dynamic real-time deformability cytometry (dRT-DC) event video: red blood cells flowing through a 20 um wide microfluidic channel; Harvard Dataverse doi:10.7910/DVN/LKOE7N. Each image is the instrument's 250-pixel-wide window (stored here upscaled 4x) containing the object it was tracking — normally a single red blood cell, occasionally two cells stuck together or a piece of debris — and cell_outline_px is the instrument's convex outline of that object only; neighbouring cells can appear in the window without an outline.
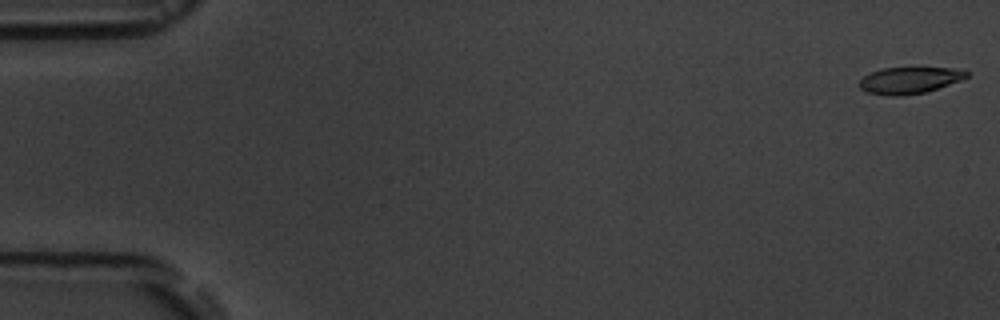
{"species": "common noctule bat (a hibernating species)", "species_latin": "Nyctalus noctula", "temperature_condition": "room temperature", "stored_images_in_passage": 6, "camera_frame_rate_fps": 3000, "um_per_image_px": 0.085, "animal": {"sex": "male", "body_mass_g": 19.5, "forearm_length_mm": 54.6}, "frame": {"image": 1, "passage_image": 1, "time_ms": 0.0, "image_size_px": [1000, 320], "cell_outline_px": [[968, 76], [960, 80], [924, 92], [900, 96], [892, 96], [868, 92], [860, 88], [856, 84], [864, 76], [872, 72], [884, 68], [964, 68], [968, 72]], "centroid_in_image_um": [77.3, 6.81], "position_along_channel_um": 7.7, "area_um2": 16.42}}
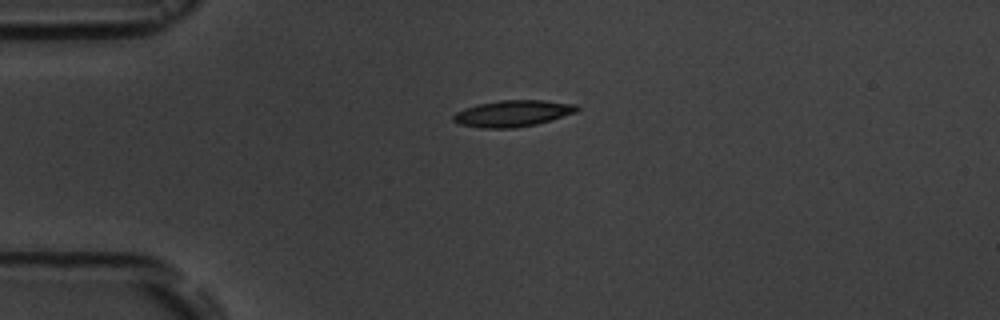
{"frame": {"image": 2, "passage_image": 4, "time_ms": 4.333, "image_size_px": [1000, 320], "cell_outline_px": [[580, 108], [576, 112], [536, 124], [516, 128], [480, 128], [460, 124], [452, 120], [452, 116], [456, 112], [464, 108], [480, 104], [500, 100], [544, 100], [576, 104]], "centroid_in_image_um": [43.57, 9.64], "position_along_channel_um": 41.4, "area_um2": 18.96}}
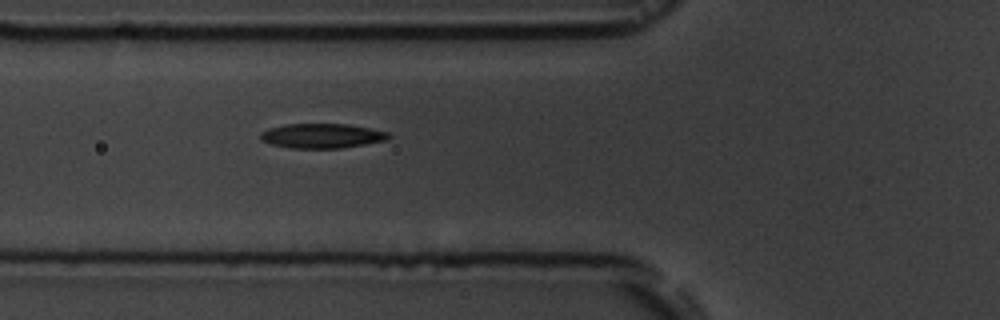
{"frame": {"image": 3, "passage_image": 6, "time_ms": 6.667, "image_size_px": [1000, 320], "cell_outline_px": [[392, 136], [388, 140], [340, 148], [292, 148], [272, 144], [260, 140], [260, 132], [268, 128], [284, 124], [348, 124], [388, 132]], "centroid_in_image_um": [27.35, 11.54], "position_along_channel_um": 98.5, "area_um2": 18.38}}